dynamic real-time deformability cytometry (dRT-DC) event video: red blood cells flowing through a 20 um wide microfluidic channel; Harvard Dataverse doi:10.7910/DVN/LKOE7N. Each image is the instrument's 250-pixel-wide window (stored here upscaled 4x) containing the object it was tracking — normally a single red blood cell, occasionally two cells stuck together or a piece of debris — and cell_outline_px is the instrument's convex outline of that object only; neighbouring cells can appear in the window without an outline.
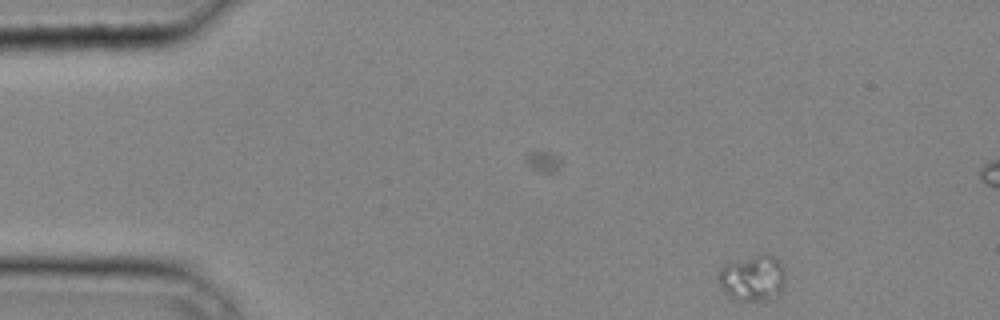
{"species": "common noctule bat (a hibernating species)", "species_latin": "Nyctalus noctula", "temperature_condition": "cold", "stored_images_in_passage": 13, "camera_frame_rate_fps": 3000, "um_per_image_px": 0.085, "animal": {"sex": "male", "body_mass_g": 20.4}, "frame": {"image": 1, "passage_image": 13, "time_ms": 4.0, "image_size_px": [1000, 320], "cell_outline_px": [[784, 288], [780, 296], [768, 300], [736, 300], [728, 296], [724, 292], [716, 280], [716, 276], [720, 268], [724, 264], [756, 256], [772, 256], [784, 268]], "centroid_in_image_um": [63.94, 23.69], "position_along_channel_um": 21.1, "area_um2": 17.92}}